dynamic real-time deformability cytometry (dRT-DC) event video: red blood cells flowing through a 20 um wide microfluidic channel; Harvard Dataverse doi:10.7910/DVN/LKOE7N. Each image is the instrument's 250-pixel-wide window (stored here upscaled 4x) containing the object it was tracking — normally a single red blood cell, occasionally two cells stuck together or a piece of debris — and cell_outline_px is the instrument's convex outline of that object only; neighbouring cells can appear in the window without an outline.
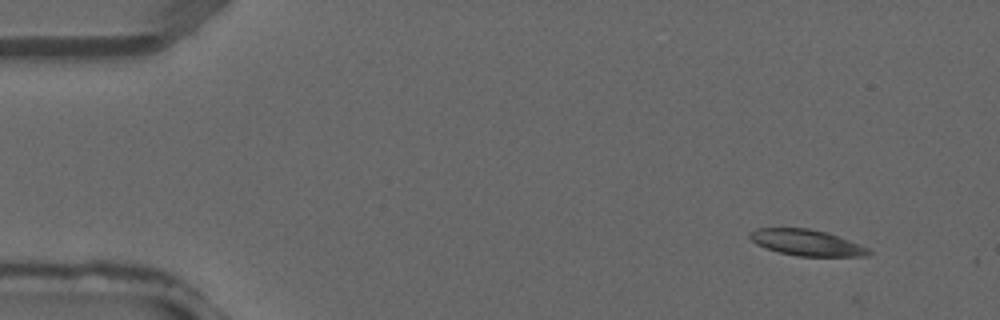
{"species": "common noctule bat (a hibernating species)", "species_latin": "Nyctalus noctula", "temperature_condition": "warm", "stored_images_in_passage": 36, "camera_frame_rate_fps": 3000, "um_per_image_px": 0.085, "animal": {"sex": "male", "forearm_length_mm": 52.5}, "frame": {"image": 1, "passage_image": 1, "time_ms": 0.0, "image_size_px": [1000, 320], "cell_outline_px": [[872, 252], [868, 256], [796, 256], [780, 252], [756, 244], [748, 236], [748, 232], [756, 228], [808, 228], [824, 232], [860, 244], [868, 248]], "centroid_in_image_um": [68.54, 20.62], "position_along_channel_um": 16.5, "area_um2": 17.86}}
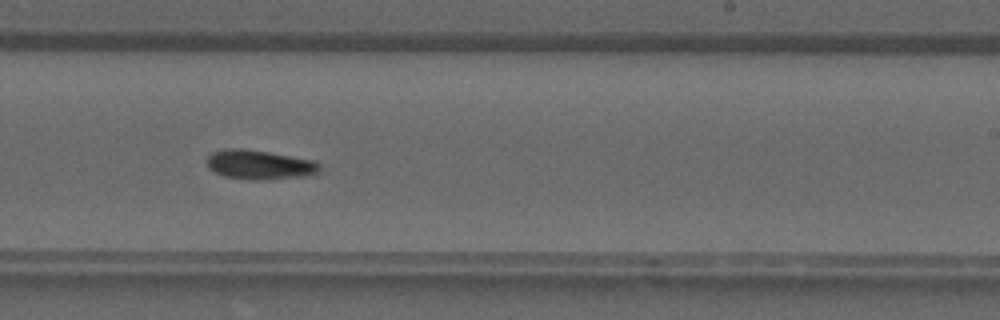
{"frame": {"image": 2, "passage_image": 21, "time_ms": 6.667, "image_size_px": [1000, 320], "cell_outline_px": [[320, 172], [304, 176], [256, 180], [252, 180], [224, 176], [208, 168], [204, 160], [212, 152], [228, 148], [240, 148], [268, 152], [316, 160], [320, 164]], "centroid_in_image_um": [22.04, 13.99], "position_along_channel_um": 267.0, "area_um2": 19.36}}
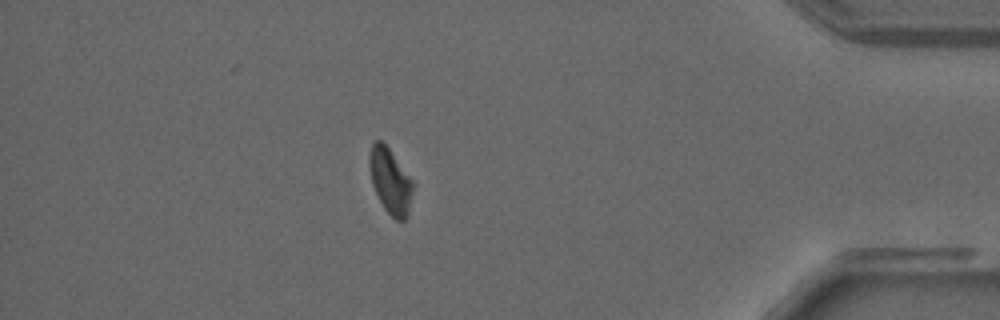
{"frame": {"image": 3, "passage_image": 31, "time_ms": 10.0, "image_size_px": [1000, 320], "cell_outline_px": [[412, 192], [408, 216], [404, 220], [396, 220], [384, 208], [372, 184], [368, 164], [368, 160], [372, 144], [376, 140], [380, 140], [388, 148], [412, 180]], "centroid_in_image_um": [33.15, 15.4], "position_along_channel_um": 402.0, "area_um2": 16.18}}